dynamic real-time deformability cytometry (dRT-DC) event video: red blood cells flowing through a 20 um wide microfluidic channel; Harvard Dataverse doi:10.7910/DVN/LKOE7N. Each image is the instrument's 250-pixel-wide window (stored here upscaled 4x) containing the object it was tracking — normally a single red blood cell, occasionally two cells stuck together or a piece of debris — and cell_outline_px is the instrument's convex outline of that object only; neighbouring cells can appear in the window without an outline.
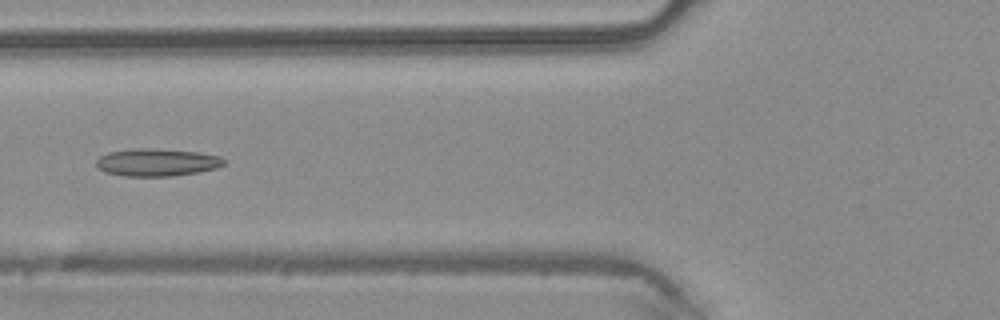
{"species": "common noctule bat (a hibernating species)", "species_latin": "Nyctalus noctula", "temperature_condition": "warm", "stored_images_in_passage": 33, "camera_frame_rate_fps": 3000, "um_per_image_px": 0.085, "animal": {"sex": "male", "body_mass_g": 20.4}, "frame": {"image": 1, "passage_image": 19, "time_ms": 6.0, "image_size_px": [1000, 320], "cell_outline_px": [[228, 164], [216, 168], [196, 172], [172, 176], [124, 176], [104, 172], [96, 164], [96, 160], [100, 156], [108, 152], [132, 148], [152, 148], [196, 152], [220, 156]], "centroid_in_image_um": [13.33, 13.79], "position_along_channel_um": 112.5, "area_um2": 20.52}}
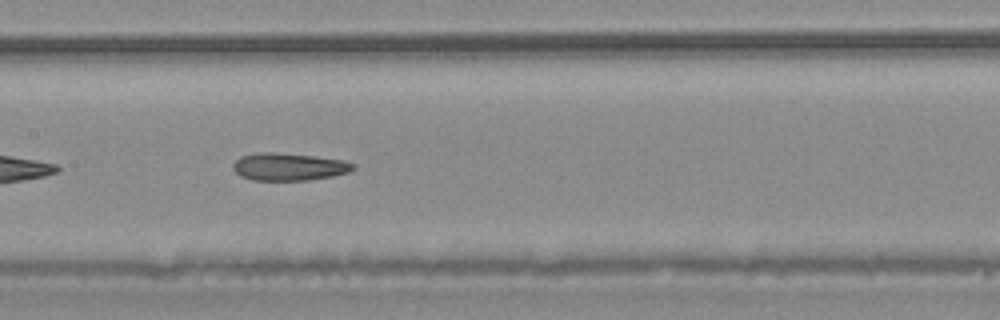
{"frame": {"image": 2, "passage_image": 24, "time_ms": 7.667, "image_size_px": [1000, 320], "cell_outline_px": [[356, 168], [348, 172], [332, 176], [308, 180], [252, 180], [240, 176], [232, 168], [232, 164], [240, 156], [260, 152], [272, 152], [312, 156], [344, 160], [356, 164]], "centroid_in_image_um": [24.54, 14.17], "position_along_channel_um": 182.9, "area_um2": 19.25}}